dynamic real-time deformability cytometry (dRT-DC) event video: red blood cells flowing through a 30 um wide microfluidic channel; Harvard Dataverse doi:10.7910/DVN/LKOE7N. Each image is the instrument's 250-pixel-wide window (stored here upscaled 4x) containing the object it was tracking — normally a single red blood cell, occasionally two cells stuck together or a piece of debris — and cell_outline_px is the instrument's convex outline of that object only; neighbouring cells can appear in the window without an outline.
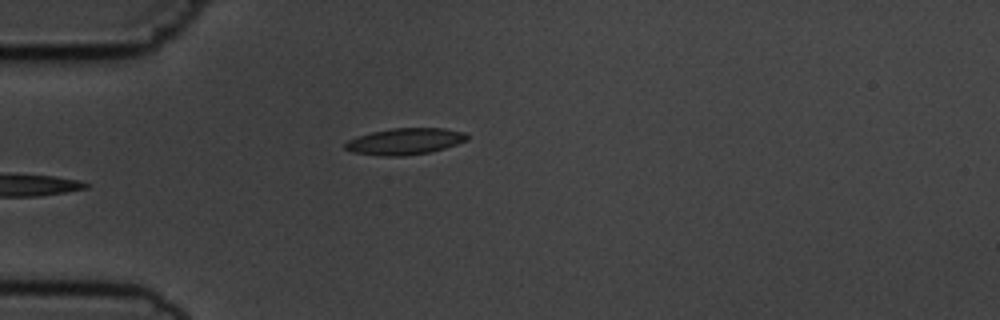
{"species": "common noctule bat (a hibernating species)", "species_latin": "Nyctalus noctula", "temperature_condition": "cold", "stored_images_in_passage": 5, "camera_frame_rate_fps": 3000, "um_per_image_px": 0.085, "animal": {"sex": "male", "body_mass_g": 19.5, "forearm_length_mm": 54.6}, "frame": {"image": 1, "passage_image": 5, "time_ms": 4.333, "image_size_px": [1000, 320], "cell_outline_px": [[468, 140], [444, 148], [428, 152], [404, 156], [384, 156], [352, 152], [344, 148], [344, 144], [348, 140], [356, 136], [372, 132], [392, 128], [444, 128], [464, 132], [468, 136]], "centroid_in_image_um": [34.4, 12.01], "position_along_channel_um": 50.6, "area_um2": 18.73}}